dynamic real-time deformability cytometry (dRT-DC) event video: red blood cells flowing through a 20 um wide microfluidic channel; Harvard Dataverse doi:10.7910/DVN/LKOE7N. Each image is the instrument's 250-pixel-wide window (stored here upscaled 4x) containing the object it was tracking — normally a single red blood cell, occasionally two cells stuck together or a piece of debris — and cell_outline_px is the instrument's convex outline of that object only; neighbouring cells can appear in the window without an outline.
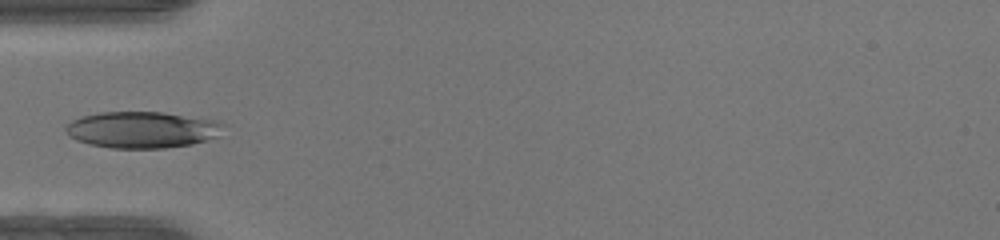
{"species": "human", "species_latin": "Homo sapiens", "temperature_condition": "warm", "stored_images_in_passage": 34, "camera_frame_rate_fps": 3000, "um_per_image_px": 0.085, "donor": {"sex": "female"}, "frame": {"image": 1, "passage_image": 1, "time_ms": 0.0, "image_size_px": [1000, 240], "cell_outline_px": [[224, 124], [216, 136], [192, 144], [164, 148], [112, 148], [92, 144], [76, 140], [64, 128], [72, 120], [80, 116], [100, 112], [164, 112], [220, 120]], "centroid_in_image_um": [12.09, 11.01], "position_along_channel_um": 72.9, "area_um2": 33.35}}
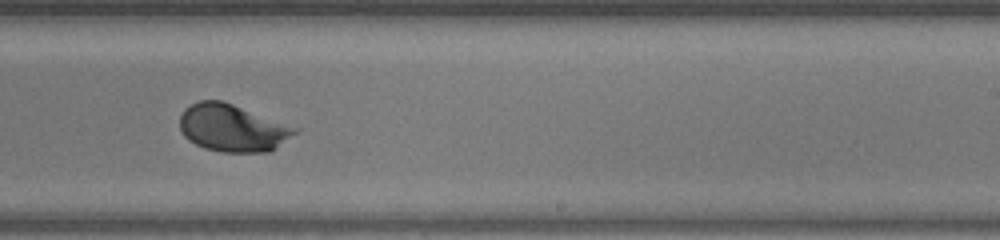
{"frame": {"image": 2, "passage_image": 15, "time_ms": 4.667, "image_size_px": [1000, 240], "cell_outline_px": [[300, 128], [296, 132], [268, 152], [220, 152], [204, 148], [188, 140], [184, 136], [180, 128], [180, 116], [184, 108], [200, 100], [224, 100]], "centroid_in_image_um": [19.73, 10.86], "position_along_channel_um": 269.3, "area_um2": 31.79}}
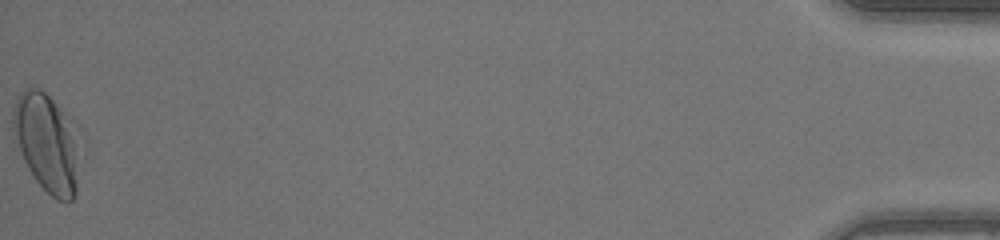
{"frame": {"image": 3, "passage_image": 34, "time_ms": 11.0, "image_size_px": [1000, 240], "cell_outline_px": [[88, 144], [76, 192], [72, 200], [68, 204], [56, 200], [36, 180], [28, 168], [24, 160], [12, 128], [12, 108], [20, 92], [24, 88], [40, 88], [52, 100], [84, 136]], "centroid_in_image_um": [4.15, 12.19], "position_along_channel_um": 431.0, "area_um2": 40.29}}